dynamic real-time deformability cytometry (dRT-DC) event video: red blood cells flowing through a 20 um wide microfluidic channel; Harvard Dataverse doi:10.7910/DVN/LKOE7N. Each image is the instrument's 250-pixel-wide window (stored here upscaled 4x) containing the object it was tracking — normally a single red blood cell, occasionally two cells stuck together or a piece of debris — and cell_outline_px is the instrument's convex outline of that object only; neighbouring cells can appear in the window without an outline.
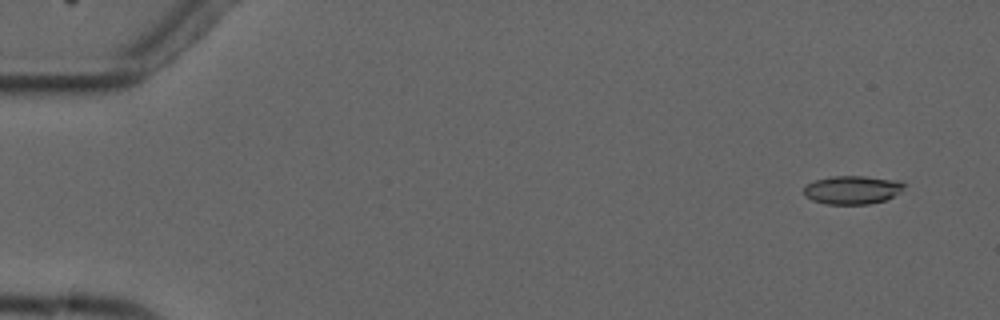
{"species": "common noctule bat (a hibernating species)", "species_latin": "Nyctalus noctula", "temperature_condition": "cold", "stored_images_in_passage": 5, "camera_frame_rate_fps": 3000, "um_per_image_px": 0.085, "animal": {"sex": "male", "forearm_length_mm": 52.5}, "frame": {"image": 1, "passage_image": 1, "time_ms": 0.0, "image_size_px": [1000, 320], "cell_outline_px": [[908, 184], [900, 192], [884, 200], [868, 204], [828, 204], [812, 200], [804, 196], [804, 184], [816, 180], [832, 176], [864, 176], [900, 180]], "centroid_in_image_um": [72.46, 16.12], "position_along_channel_um": 12.5, "area_um2": 16.76}}